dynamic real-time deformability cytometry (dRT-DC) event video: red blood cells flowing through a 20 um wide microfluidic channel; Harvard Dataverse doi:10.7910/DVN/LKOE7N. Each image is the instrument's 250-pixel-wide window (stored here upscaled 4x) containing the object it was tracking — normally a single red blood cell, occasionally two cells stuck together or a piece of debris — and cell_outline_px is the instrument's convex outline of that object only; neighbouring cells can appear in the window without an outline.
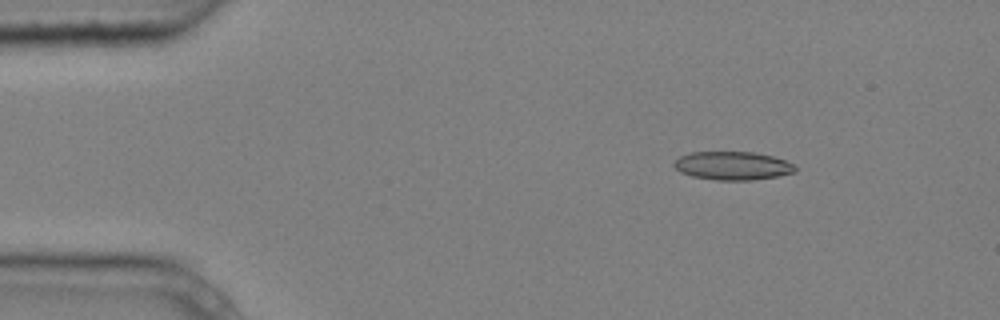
{"species": "common noctule bat (a hibernating species)", "species_latin": "Nyctalus noctula", "temperature_condition": "cold", "stored_images_in_passage": 5, "camera_frame_rate_fps": 3000, "um_per_image_px": 0.085, "animal": {"sex": "male", "body_mass_g": 20.4}, "frame": {"image": 1, "passage_image": 2, "time_ms": 0.333, "image_size_px": [1000, 320], "cell_outline_px": [[796, 172], [776, 176], [752, 180], [716, 180], [692, 176], [680, 172], [672, 164], [680, 156], [692, 152], [756, 152], [772, 156], [796, 164]], "centroid_in_image_um": [62.29, 14.08], "position_along_channel_um": 22.7, "area_um2": 20.06}}